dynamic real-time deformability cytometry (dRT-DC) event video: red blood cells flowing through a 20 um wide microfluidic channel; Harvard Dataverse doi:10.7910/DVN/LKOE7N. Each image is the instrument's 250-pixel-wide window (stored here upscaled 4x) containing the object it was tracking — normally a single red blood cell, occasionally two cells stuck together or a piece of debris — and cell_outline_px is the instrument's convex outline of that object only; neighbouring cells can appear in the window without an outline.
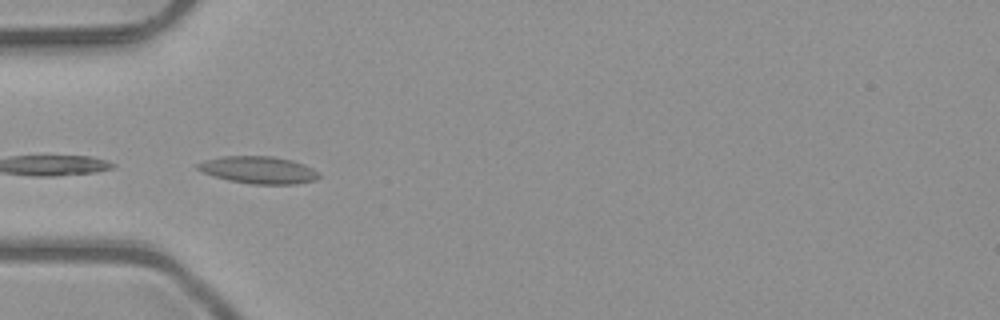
{"species": "common noctule bat (a hibernating species)", "species_latin": "Nyctalus noctula", "temperature_condition": "room temperature", "stored_images_in_passage": 5, "camera_frame_rate_fps": 3000, "um_per_image_px": 0.085, "animal": {"sex": "male", "body_mass_g": 23.1, "forearm_length_mm": 52.7}, "frame": {"image": 1, "passage_image": 4, "time_ms": 1.0, "image_size_px": [1000, 320], "cell_outline_px": [[320, 176], [316, 180], [296, 184], [252, 184], [228, 180], [204, 172], [196, 168], [196, 164], [204, 160], [220, 156], [272, 156], [292, 160], [304, 164], [320, 172]], "centroid_in_image_um": [22.0, 14.44], "position_along_channel_um": 63.0, "area_um2": 19.31}}